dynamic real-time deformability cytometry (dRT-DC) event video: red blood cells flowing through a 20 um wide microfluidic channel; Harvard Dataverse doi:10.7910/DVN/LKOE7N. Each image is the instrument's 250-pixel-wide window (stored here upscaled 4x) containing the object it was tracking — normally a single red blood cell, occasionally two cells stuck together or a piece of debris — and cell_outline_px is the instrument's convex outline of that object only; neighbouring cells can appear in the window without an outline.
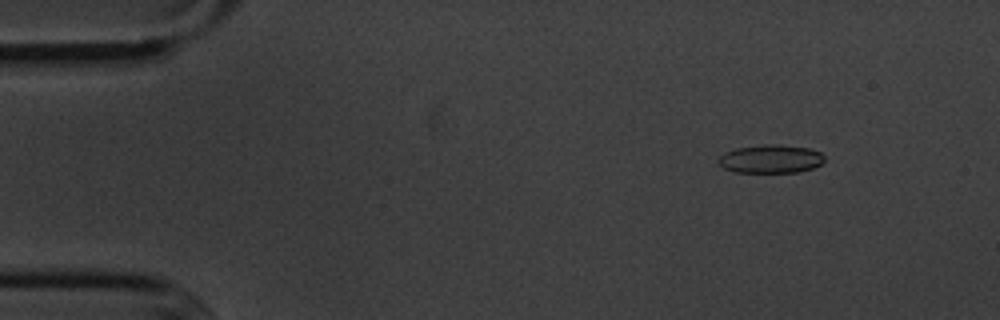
{"species": "common noctule bat (a hibernating species)", "species_latin": "Nyctalus noctula", "temperature_condition": "cold", "stored_images_in_passage": 6, "camera_frame_rate_fps": 3000, "um_per_image_px": 0.085, "animal": {"sex": "male", "body_mass_g": 20.1, "forearm_length_mm": 53.5}, "frame": {"image": 1, "passage_image": 2, "time_ms": 1.333, "image_size_px": [1000, 320], "cell_outline_px": [[824, 160], [820, 164], [812, 168], [796, 172], [736, 172], [724, 168], [716, 160], [724, 152], [736, 148], [764, 144], [768, 144], [808, 148], [820, 152], [824, 156]], "centroid_in_image_um": [65.47, 13.51], "position_along_channel_um": 19.5, "area_um2": 17.34}}
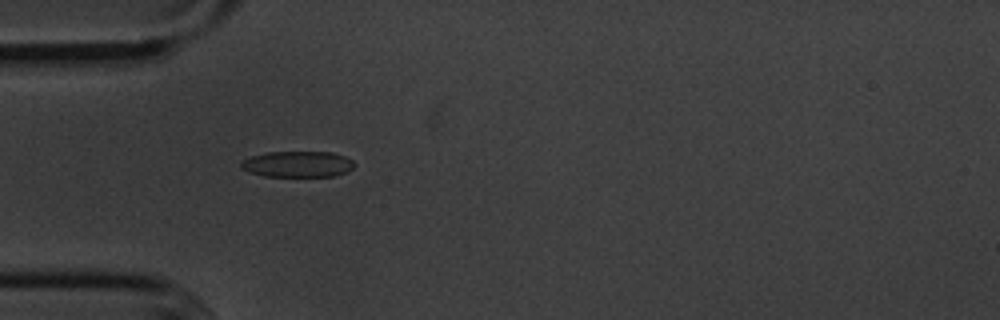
{"frame": {"image": 2, "passage_image": 5, "time_ms": 4.667, "image_size_px": [1000, 320], "cell_outline_px": [[356, 164], [352, 168], [336, 176], [264, 176], [248, 172], [240, 168], [240, 160], [264, 152], [332, 152], [344, 156], [352, 160]], "centroid_in_image_um": [25.25, 13.95], "position_along_channel_um": 59.7, "area_um2": 17.28}}
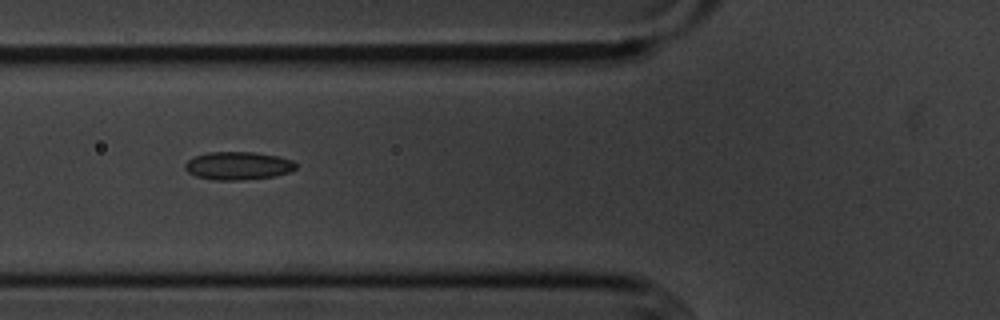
{"frame": {"image": 3, "passage_image": 6, "time_ms": 6.0, "image_size_px": [1000, 320], "cell_outline_px": [[296, 168], [288, 172], [276, 176], [240, 180], [216, 180], [196, 176], [188, 172], [184, 168], [184, 164], [188, 160], [196, 156], [208, 152], [252, 152], [276, 156], [292, 160], [296, 164]], "centroid_in_image_um": [20.22, 14.09], "position_along_channel_um": 105.6, "area_um2": 17.98}}